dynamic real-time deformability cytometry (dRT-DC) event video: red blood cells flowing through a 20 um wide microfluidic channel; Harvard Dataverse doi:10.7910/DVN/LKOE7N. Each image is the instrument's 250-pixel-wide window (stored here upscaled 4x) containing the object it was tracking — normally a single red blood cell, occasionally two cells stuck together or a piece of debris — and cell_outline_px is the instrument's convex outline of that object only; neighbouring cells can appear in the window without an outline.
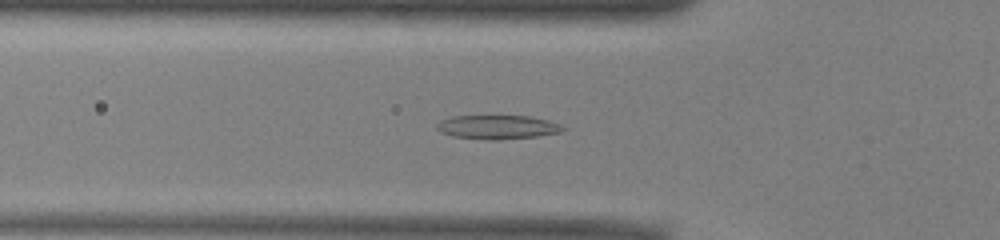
{"species": "common noctule bat (a hibernating species)", "species_latin": "Nyctalus noctula", "temperature_condition": "warm", "stored_images_in_passage": 50, "camera_frame_rate_fps": 3000, "um_per_image_px": 0.085, "animal": {"sex": "male", "body_mass_g": 13.0, "forearm_length_mm": 53.1}, "frame": {"image": 1, "passage_image": 16, "time_ms": 5.0, "image_size_px": [1000, 240], "cell_outline_px": [[564, 128], [560, 132], [536, 136], [500, 140], [488, 140], [452, 136], [440, 132], [436, 128], [436, 124], [440, 120], [452, 116], [528, 116], [548, 120], [560, 124]], "centroid_in_image_um": [42.24, 10.8], "position_along_channel_um": 83.6, "area_um2": 17.57}}
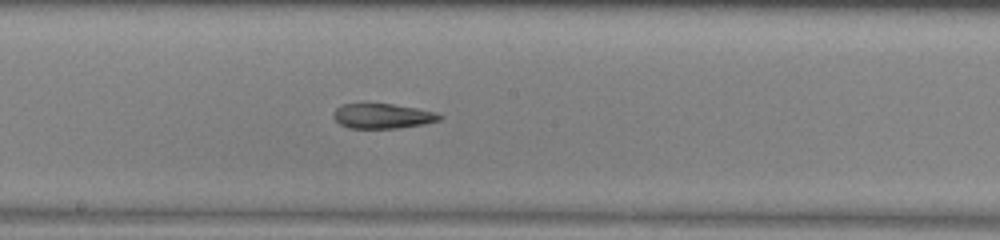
{"frame": {"image": 2, "passage_image": 26, "time_ms": 8.333, "image_size_px": [1000, 240], "cell_outline_px": [[444, 116], [440, 120], [424, 124], [400, 128], [348, 128], [340, 124], [332, 116], [336, 108], [344, 104], [392, 104], [416, 108], [436, 112]], "centroid_in_image_um": [32.54, 9.87], "position_along_channel_um": 215.7, "area_um2": 15.37}}
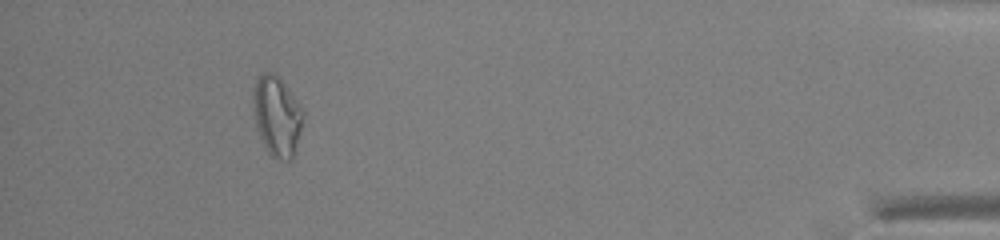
{"frame": {"image": 3, "passage_image": 46, "time_ms": 15.0, "image_size_px": [1000, 240], "cell_outline_px": [[304, 112], [300, 132], [292, 156], [288, 160], [276, 160], [268, 152], [260, 136], [256, 124], [252, 88], [260, 72], [272, 72], [288, 88], [304, 108]], "centroid_in_image_um": [23.54, 9.83], "position_along_channel_um": 411.7, "area_um2": 23.0}, "authors_computed_cell_mechanics": {"area_um2": 18.0625, "velocity_mm_per_s": 3.9534, "shape_relaxation_time_tau1_ms": null, "shape_relaxation_time_tau2_ms": 9.2849, "deformation_change_tau1": null, "deformation_change_tau2": 0.1635}}